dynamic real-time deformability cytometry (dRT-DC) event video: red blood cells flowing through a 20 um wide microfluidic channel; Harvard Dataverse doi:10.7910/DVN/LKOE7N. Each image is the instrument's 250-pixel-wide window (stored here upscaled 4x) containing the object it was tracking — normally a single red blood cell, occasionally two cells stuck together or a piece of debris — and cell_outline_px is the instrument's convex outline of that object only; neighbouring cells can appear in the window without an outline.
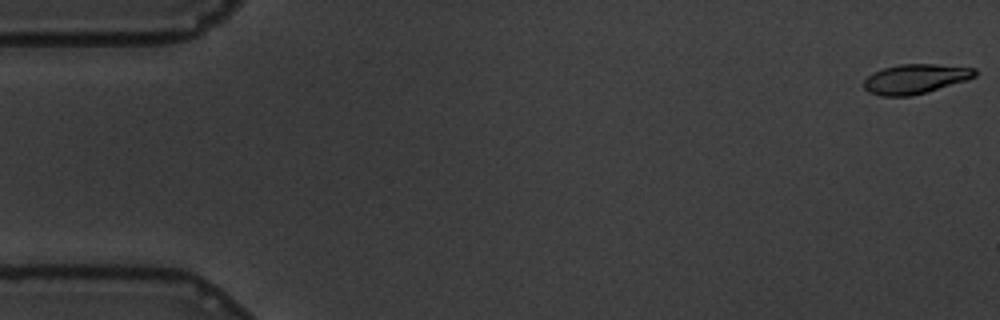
{"species": "common noctule bat (a hibernating species)", "species_latin": "Nyctalus noctula", "temperature_condition": "warm", "stored_images_in_passage": 11, "camera_frame_rate_fps": 3000, "um_per_image_px": 0.085, "animal": {"sex": "male", "body_mass_g": 19.5, "forearm_length_mm": 54.6}, "frame": {"image": 1, "passage_image": 1, "time_ms": 0.0, "image_size_px": [1000, 320], "cell_outline_px": [[976, 76], [968, 80], [912, 96], [880, 96], [868, 92], [864, 88], [864, 80], [872, 72], [884, 68], [900, 64], [936, 64], [976, 68]], "centroid_in_image_um": [77.8, 6.71], "position_along_channel_um": 7.2, "area_um2": 19.25}}